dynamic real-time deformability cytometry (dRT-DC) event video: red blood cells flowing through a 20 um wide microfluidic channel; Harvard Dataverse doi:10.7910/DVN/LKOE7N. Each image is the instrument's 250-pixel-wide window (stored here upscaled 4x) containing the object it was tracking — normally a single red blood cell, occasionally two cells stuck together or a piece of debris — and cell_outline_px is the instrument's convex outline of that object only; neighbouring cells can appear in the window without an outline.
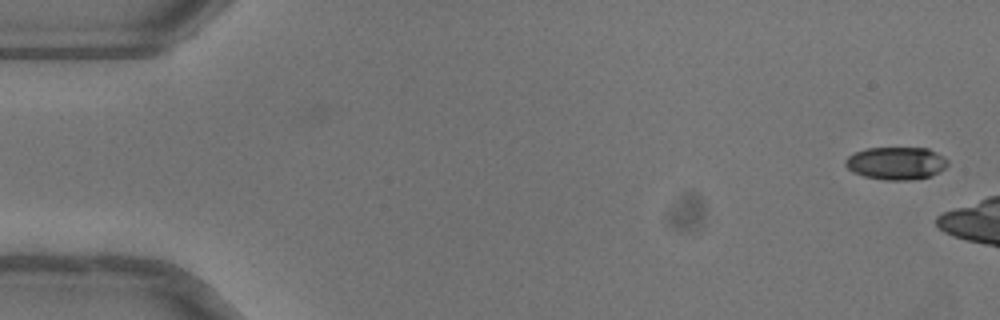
{"species": "common noctule bat (a hibernating species)", "species_latin": "Nyctalus noctula", "temperature_condition": "warm", "stored_images_in_passage": 11, "camera_frame_rate_fps": 3000, "um_per_image_px": 0.085, "animal": {"sex": "female"}, "frame": {"image": 1, "passage_image": 1, "time_ms": 0.0, "image_size_px": [1000, 320], "cell_outline_px": [[948, 164], [944, 168], [932, 176], [908, 180], [884, 180], [864, 176], [852, 172], [844, 164], [844, 160], [852, 152], [868, 148], [928, 148], [936, 152], [948, 160]], "centroid_in_image_um": [76.14, 13.87], "position_along_channel_um": 8.9, "area_um2": 19.59}}